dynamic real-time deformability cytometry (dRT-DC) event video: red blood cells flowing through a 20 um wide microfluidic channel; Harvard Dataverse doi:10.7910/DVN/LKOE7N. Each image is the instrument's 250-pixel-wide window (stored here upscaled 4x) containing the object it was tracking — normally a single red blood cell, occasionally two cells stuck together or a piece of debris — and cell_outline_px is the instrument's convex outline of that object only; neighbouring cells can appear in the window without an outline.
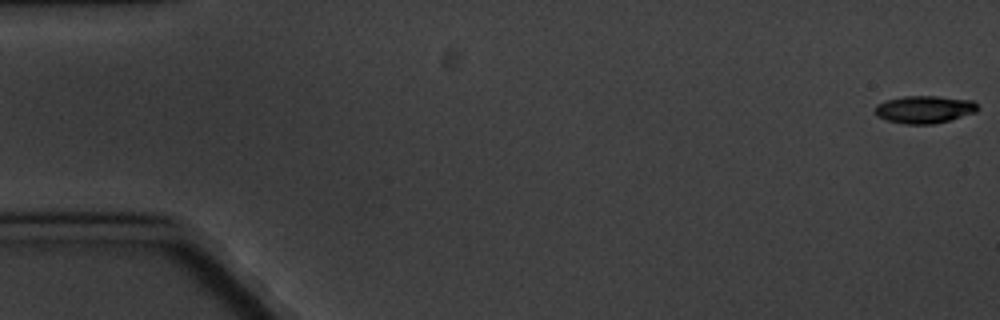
{"species": "common noctule bat (a hibernating species)", "species_latin": "Nyctalus noctula", "temperature_condition": "cold", "stored_images_in_passage": 6, "segment_of_instrument_passage": [1, 2], "camera_frame_rate_fps": 3000, "um_per_image_px": 0.085, "animal": {"sex": "male", "body_mass_g": 20.1, "forearm_length_mm": 53.5}, "frame": {"image": 1, "passage_image": 1, "time_ms": 0.0, "image_size_px": [1000, 320], "cell_outline_px": [[980, 108], [976, 112], [948, 120], [932, 124], [904, 124], [888, 120], [876, 116], [872, 112], [876, 104], [884, 100], [904, 96], [936, 96], [972, 100]], "centroid_in_image_um": [78.52, 9.29], "position_along_channel_um": 6.5, "area_um2": 16.59}}
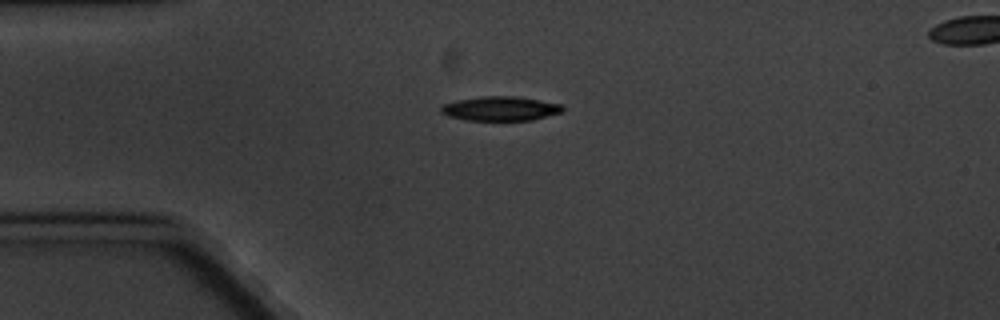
{"frame": {"image": 2, "passage_image": 4, "time_ms": 4.667, "image_size_px": [1000, 320], "cell_outline_px": [[564, 108], [560, 112], [532, 120], [464, 120], [448, 116], [440, 112], [440, 108], [444, 104], [456, 100], [480, 96], [516, 96], [560, 104]], "centroid_in_image_um": [42.47, 9.23], "position_along_channel_um": 42.5, "area_um2": 17.11}}